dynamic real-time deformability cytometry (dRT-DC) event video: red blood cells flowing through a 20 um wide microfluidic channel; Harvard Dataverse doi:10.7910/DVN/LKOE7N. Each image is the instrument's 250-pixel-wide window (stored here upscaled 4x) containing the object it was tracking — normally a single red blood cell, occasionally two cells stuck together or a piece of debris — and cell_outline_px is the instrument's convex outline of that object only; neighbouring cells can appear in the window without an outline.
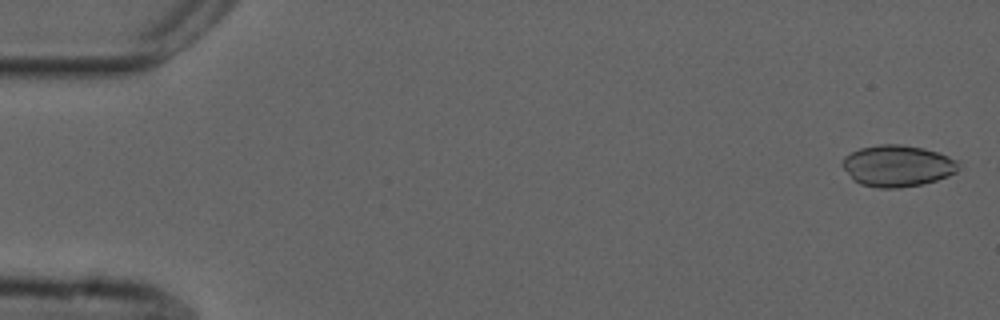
{"species": "common noctule bat (a hibernating species)", "species_latin": "Nyctalus noctula", "temperature_condition": "cold", "stored_images_in_passage": 20, "camera_frame_rate_fps": 3000, "um_per_image_px": 0.085, "animal": {"sex": "male", "forearm_length_mm": 52.5}, "frame": {"image": 1, "passage_image": 2, "time_ms": 0.333, "image_size_px": [1000, 320], "cell_outline_px": [[960, 168], [956, 172], [948, 176], [924, 184], [900, 188], [880, 188], [860, 184], [852, 180], [840, 164], [844, 156], [860, 148], [880, 144], [900, 144], [924, 148], [948, 156], [956, 160], [960, 164]], "centroid_in_image_um": [76.27, 14.1], "position_along_channel_um": 8.7, "area_um2": 28.32}}
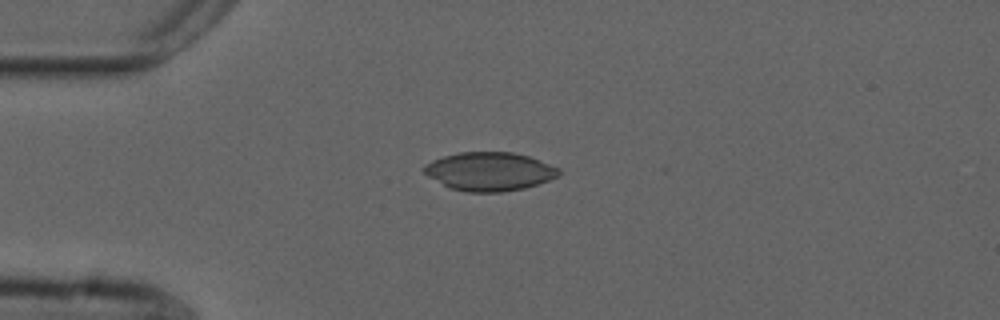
{"frame": {"image": 2, "passage_image": 14, "time_ms": 4.333, "image_size_px": [1000, 320], "cell_outline_px": [[560, 172], [556, 176], [548, 180], [524, 188], [504, 192], [468, 192], [452, 188], [428, 176], [424, 172], [424, 164], [432, 160], [444, 156], [460, 152], [512, 152], [528, 156], [540, 160], [560, 168]], "centroid_in_image_um": [41.61, 14.56], "position_along_channel_um": 43.4, "area_um2": 30.0}}